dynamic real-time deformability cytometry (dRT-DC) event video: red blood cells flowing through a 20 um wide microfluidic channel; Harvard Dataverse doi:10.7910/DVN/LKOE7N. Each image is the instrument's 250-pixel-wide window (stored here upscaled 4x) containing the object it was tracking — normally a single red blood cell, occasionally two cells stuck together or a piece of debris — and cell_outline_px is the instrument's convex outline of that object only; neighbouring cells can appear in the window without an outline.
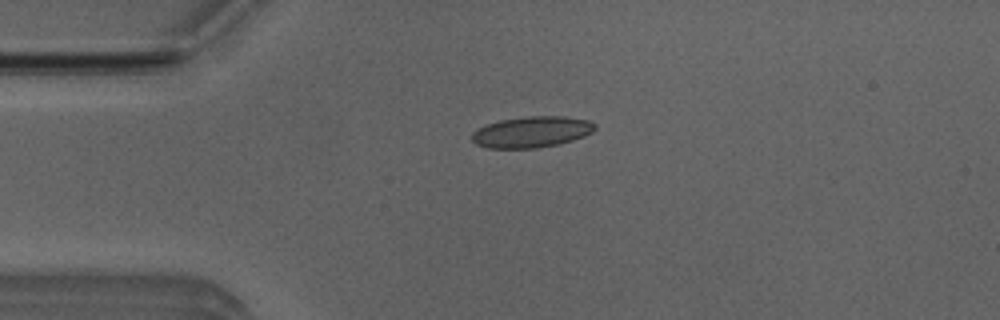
{"species": "Egyptian fruit bat (a non-hibernating species)", "species_latin": "Rousettus aegyptiacus", "temperature_condition": "room temperature", "stored_images_in_passage": 19, "camera_frame_rate_fps": 3000, "um_per_image_px": 0.085, "animal": {"sex": "male"}, "frame": {"image": 1, "passage_image": 1, "time_ms": 0.0, "image_size_px": [1000, 320], "cell_outline_px": [[596, 128], [592, 132], [584, 136], [572, 140], [556, 144], [536, 148], [488, 148], [476, 144], [472, 140], [472, 132], [488, 124], [500, 120], [528, 116], [564, 116], [588, 120], [596, 124]], "centroid_in_image_um": [45.2, 11.21], "position_along_channel_um": 39.8, "area_um2": 22.14}}
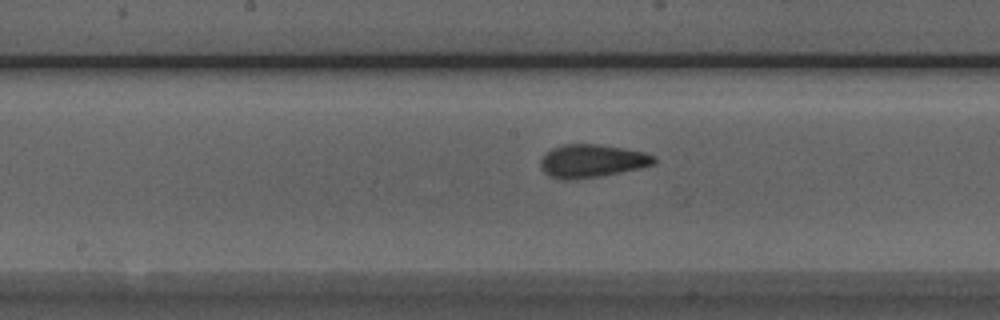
{"frame": {"image": 2, "passage_image": 15, "time_ms": 4.667, "image_size_px": [1000, 320], "cell_outline_px": [[656, 164], [640, 168], [600, 176], [576, 180], [560, 180], [548, 176], [540, 168], [540, 160], [552, 148], [564, 144], [600, 144], [624, 148], [644, 152], [656, 156]], "centroid_in_image_um": [50.31, 13.69], "position_along_channel_um": 197.9, "area_um2": 22.14}}
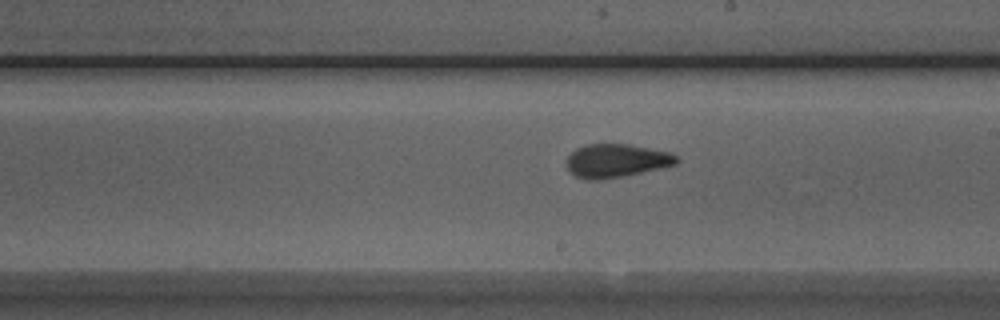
{"frame": {"image": 3, "passage_image": 18, "time_ms": 5.667, "image_size_px": [1000, 320], "cell_outline_px": [[680, 160], [676, 164], [640, 172], [620, 176], [596, 180], [588, 180], [576, 176], [568, 168], [568, 156], [576, 148], [584, 144], [628, 144], [672, 152]], "centroid_in_image_um": [52.4, 13.64], "position_along_channel_um": 236.6, "area_um2": 21.1}}